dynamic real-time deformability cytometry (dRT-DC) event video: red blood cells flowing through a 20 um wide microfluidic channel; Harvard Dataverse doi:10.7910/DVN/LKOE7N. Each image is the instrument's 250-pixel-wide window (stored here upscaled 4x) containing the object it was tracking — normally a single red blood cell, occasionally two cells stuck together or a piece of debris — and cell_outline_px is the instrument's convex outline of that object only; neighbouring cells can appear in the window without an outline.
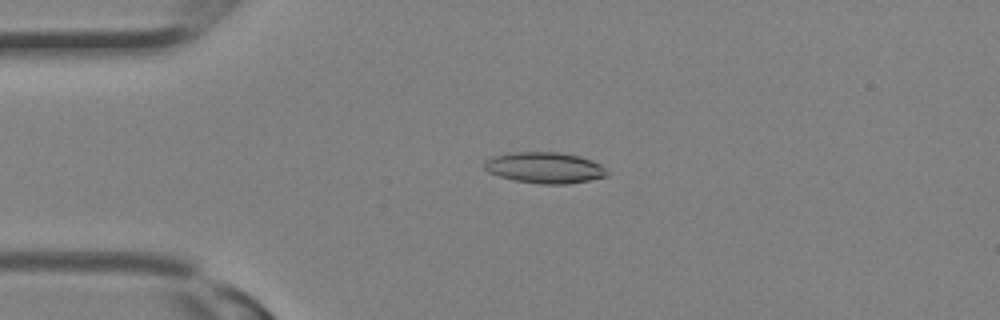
{"species": "Egyptian fruit bat (a non-hibernating species)", "species_latin": "Rousettus aegyptiacus", "temperature_condition": "room temperature", "stored_images_in_passage": 8, "camera_frame_rate_fps": 3000, "um_per_image_px": 0.085, "animal": {"sex": "female"}, "frame": {"image": 1, "passage_image": 6, "time_ms": 1.667, "image_size_px": [1000, 320], "cell_outline_px": [[608, 176], [568, 184], [540, 184], [512, 180], [488, 172], [484, 168], [484, 160], [492, 156], [508, 152], [560, 152], [580, 156], [592, 160], [600, 164], [608, 172]], "centroid_in_image_um": [46.27, 14.25], "position_along_channel_um": 38.7, "area_um2": 22.43}}